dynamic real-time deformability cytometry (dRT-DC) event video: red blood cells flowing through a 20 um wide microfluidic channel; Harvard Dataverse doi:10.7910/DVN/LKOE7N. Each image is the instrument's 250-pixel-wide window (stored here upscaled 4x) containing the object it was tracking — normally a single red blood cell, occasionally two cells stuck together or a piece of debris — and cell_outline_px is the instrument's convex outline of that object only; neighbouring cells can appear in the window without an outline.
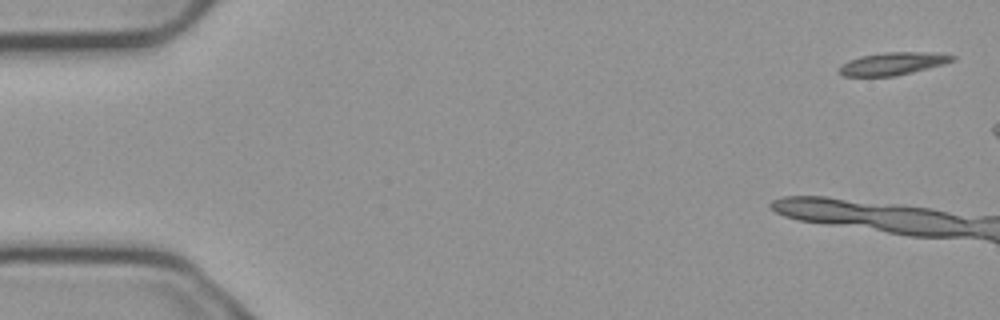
{"species": "common noctule bat (a hibernating species)", "species_latin": "Nyctalus noctula", "temperature_condition": "cold", "stored_images_in_passage": 4, "camera_frame_rate_fps": 3000, "um_per_image_px": 0.085, "animal": {"sex": "male", "body_mass_g": 23.1, "forearm_length_mm": 52.7}, "frame": {"image": 1, "passage_image": 1, "time_ms": 0.0, "image_size_px": [1000, 320], "cell_outline_px": [[956, 60], [944, 64], [896, 76], [844, 76], [840, 72], [840, 68], [848, 60], [860, 56], [884, 52], [924, 52], [956, 56]], "centroid_in_image_um": [75.91, 5.41], "position_along_channel_um": 9.1, "area_um2": 14.74}}